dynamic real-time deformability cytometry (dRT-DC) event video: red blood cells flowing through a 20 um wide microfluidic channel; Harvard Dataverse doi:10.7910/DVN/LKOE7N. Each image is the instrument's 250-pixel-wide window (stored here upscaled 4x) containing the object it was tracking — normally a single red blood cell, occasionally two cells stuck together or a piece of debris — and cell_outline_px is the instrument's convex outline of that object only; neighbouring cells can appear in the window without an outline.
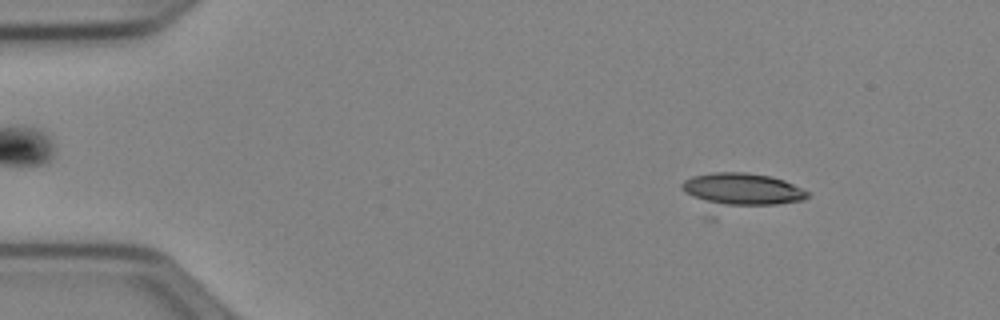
{"species": "Egyptian fruit bat (a non-hibernating species)", "species_latin": "Rousettus aegyptiacus", "temperature_condition": "cold", "stored_images_in_passage": 51, "camera_frame_rate_fps": 3000, "um_per_image_px": 0.085, "animal": {"sex": "female"}, "frame": {"image": 1, "passage_image": 5, "time_ms": 1.333, "image_size_px": [1000, 320], "cell_outline_px": [[812, 192], [804, 200], [716, 220], [704, 220], [680, 188], [680, 184], [684, 180], [692, 176], [712, 172], [748, 172], [772, 176], [784, 180]], "centroid_in_image_um": [62.77, 16.44], "position_along_channel_um": 22.2, "area_um2": 30.63}}
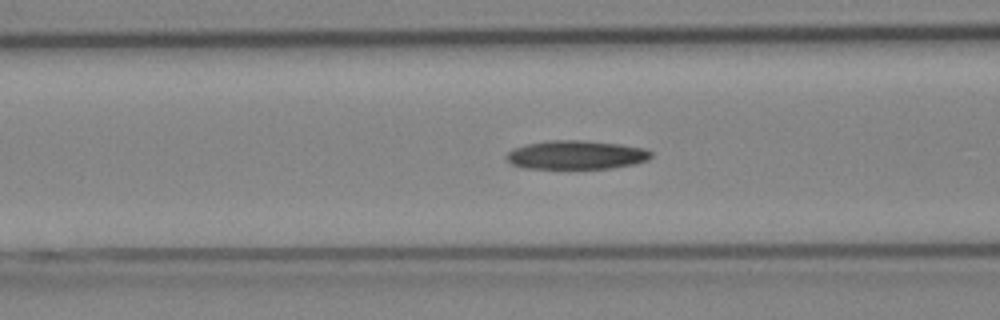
{"frame": {"image": 2, "passage_image": 19, "time_ms": 6.0, "image_size_px": [1000, 320], "cell_outline_px": [[652, 156], [648, 160], [636, 164], [612, 168], [524, 168], [512, 164], [504, 156], [508, 152], [516, 148], [528, 144], [548, 140], [580, 140], [620, 144], [644, 148], [652, 152]], "centroid_in_image_um": [49.01, 13.17], "position_along_channel_um": 117.6, "area_um2": 24.16}}
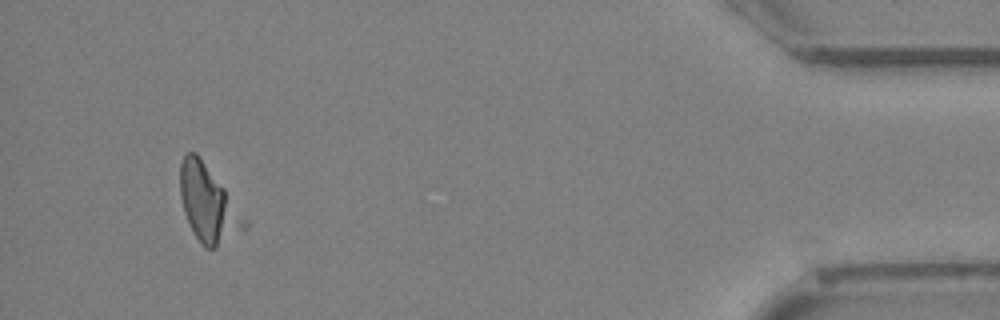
{"frame": {"image": 3, "passage_image": 47, "time_ms": 15.333, "image_size_px": [1000, 320], "cell_outline_px": [[248, 228], [216, 248], [204, 248], [200, 244], [192, 232], [184, 212], [180, 196], [180, 164], [184, 156], [188, 152], [196, 152], [224, 188], [248, 220]], "centroid_in_image_um": [17.7, 17.38], "position_along_channel_um": 417.5, "area_um2": 28.5}, "authors_computed_cell_mechanics": {"area_um2": 23.3512, "velocity_mm_per_s": 3.958, "shape_relaxation_time_tau1_ms": 6.5964, "shape_relaxation_time_tau2_ms": null, "deformation_change_tau1": 0.1644, "deformation_change_tau2": null}}